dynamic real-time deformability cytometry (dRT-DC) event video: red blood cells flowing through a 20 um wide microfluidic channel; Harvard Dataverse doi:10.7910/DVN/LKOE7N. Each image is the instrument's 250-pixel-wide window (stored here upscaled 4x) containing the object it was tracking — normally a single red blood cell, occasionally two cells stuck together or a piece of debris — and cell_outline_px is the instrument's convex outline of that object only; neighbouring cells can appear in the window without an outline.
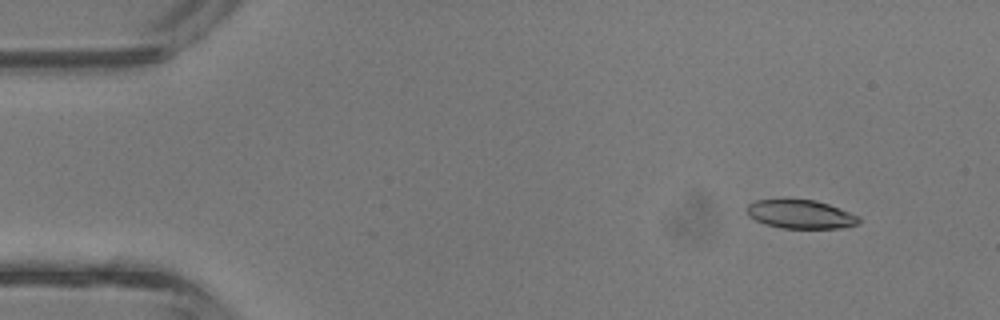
{"species": "common noctule bat (a hibernating species)", "species_latin": "Nyctalus noctula", "temperature_condition": "room temperature", "stored_images_in_passage": 4, "segment_of_instrument_passage": [2, 2], "camera_frame_rate_fps": 3000, "um_per_image_px": 0.085, "animal": {"sex": "male", "body_mass_g": 13.3}, "frame": {"image": 1, "passage_image": 4, "time_ms": 1.0, "image_size_px": [1000, 320], "cell_outline_px": [[860, 220], [856, 224], [840, 228], [780, 228], [764, 224], [748, 216], [744, 208], [748, 204], [756, 200], [788, 196], [816, 200], [840, 208], [860, 216]], "centroid_in_image_um": [67.96, 18.16], "position_along_channel_um": 17.0, "area_um2": 19.59}}